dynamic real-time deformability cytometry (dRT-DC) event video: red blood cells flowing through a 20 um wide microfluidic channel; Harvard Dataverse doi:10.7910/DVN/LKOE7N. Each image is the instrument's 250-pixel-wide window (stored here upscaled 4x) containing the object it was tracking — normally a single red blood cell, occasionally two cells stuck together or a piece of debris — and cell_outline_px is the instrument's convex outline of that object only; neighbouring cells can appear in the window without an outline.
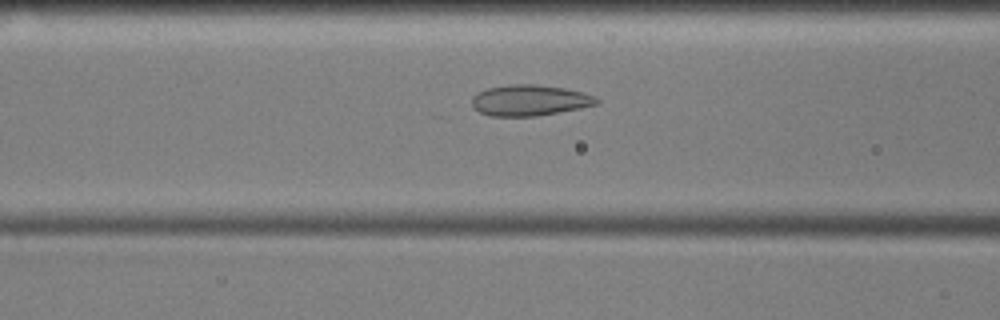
{"species": "common noctule bat (a hibernating species)", "species_latin": "Nyctalus noctula", "temperature_condition": "cold", "stored_images_in_passage": 53, "camera_frame_rate_fps": 3000, "um_per_image_px": 0.085, "animal": {"sex": "male", "body_mass_g": 17.9, "forearm_length_mm": 54.2}, "frame": {"image": 1, "passage_image": 19, "time_ms": 6.0, "image_size_px": [1000, 320], "cell_outline_px": [[600, 100], [596, 104], [580, 108], [560, 112], [536, 116], [488, 116], [472, 108], [472, 96], [476, 92], [488, 88], [512, 84], [536, 84], [564, 88], [584, 92], [596, 96]], "centroid_in_image_um": [45.0, 8.52], "position_along_channel_um": 121.6, "area_um2": 22.66}}
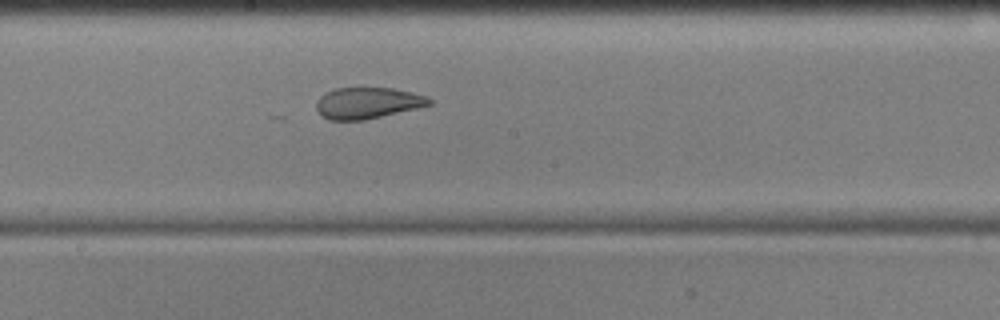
{"frame": {"image": 2, "passage_image": 27, "time_ms": 8.667, "image_size_px": [1000, 320], "cell_outline_px": [[432, 104], [416, 108], [364, 120], [328, 120], [320, 116], [316, 108], [316, 104], [320, 96], [324, 92], [336, 88], [392, 88], [412, 92], [424, 96], [432, 100]], "centroid_in_image_um": [31.19, 8.76], "position_along_channel_um": 217.0, "area_um2": 20.52}}
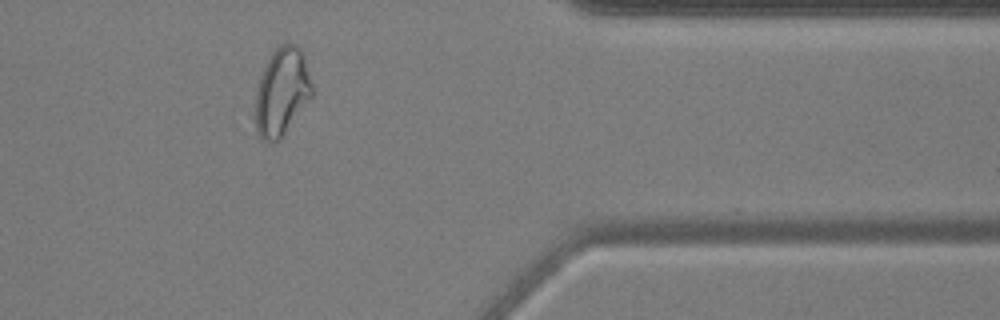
{"frame": {"image": 3, "passage_image": 43, "time_ms": 14.0, "image_size_px": [1000, 320], "cell_outline_px": [[312, 96], [280, 140], [268, 144], [256, 132], [252, 116], [256, 88], [260, 76], [272, 52], [276, 48], [284, 44], [296, 44], [300, 48], [304, 56], [312, 84]], "centroid_in_image_um": [23.9, 7.87], "position_along_channel_um": 387.5, "area_um2": 29.48}, "authors_computed_cell_mechanics": {"area_um2": 25.0852, "velocity_mm_per_s": 3.5733, "shape_relaxation_time_tau1_ms": null, "shape_relaxation_time_tau2_ms": 1.5964, "deformation_change_tau1": null, "deformation_change_tau2": 0.0801}}